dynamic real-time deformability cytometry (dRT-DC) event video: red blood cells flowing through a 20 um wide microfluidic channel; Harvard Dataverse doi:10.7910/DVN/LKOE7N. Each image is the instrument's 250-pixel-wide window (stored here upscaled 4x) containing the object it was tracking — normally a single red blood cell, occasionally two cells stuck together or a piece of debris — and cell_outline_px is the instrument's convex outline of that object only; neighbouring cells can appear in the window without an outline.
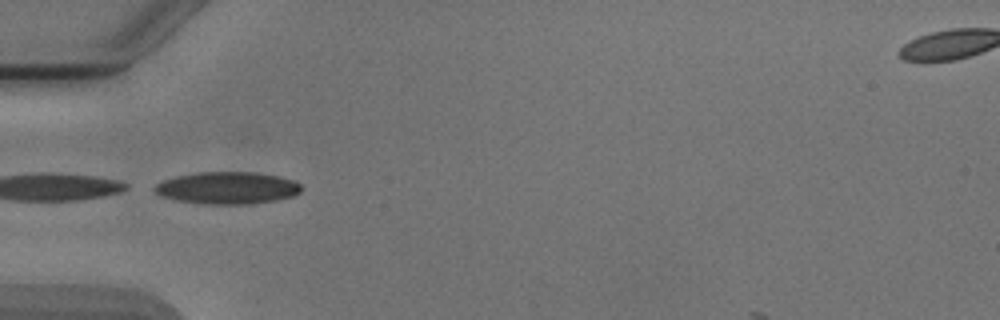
{"species": "Egyptian fruit bat (a non-hibernating species)", "species_latin": "Rousettus aegyptiacus", "temperature_condition": "cold", "stored_images_in_passage": 5, "camera_frame_rate_fps": 3000, "um_per_image_px": 0.085, "animal": {"sex": "male"}, "frame": {"image": 1, "passage_image": 4, "time_ms": 4.333, "image_size_px": [1000, 320], "cell_outline_px": [[300, 192], [292, 196], [276, 200], [252, 204], [204, 204], [176, 200], [160, 196], [152, 188], [156, 184], [164, 180], [176, 176], [196, 172], [256, 172], [280, 176], [292, 180], [300, 184]], "centroid_in_image_um": [19.31, 15.97], "position_along_channel_um": 65.7, "area_um2": 27.57}}
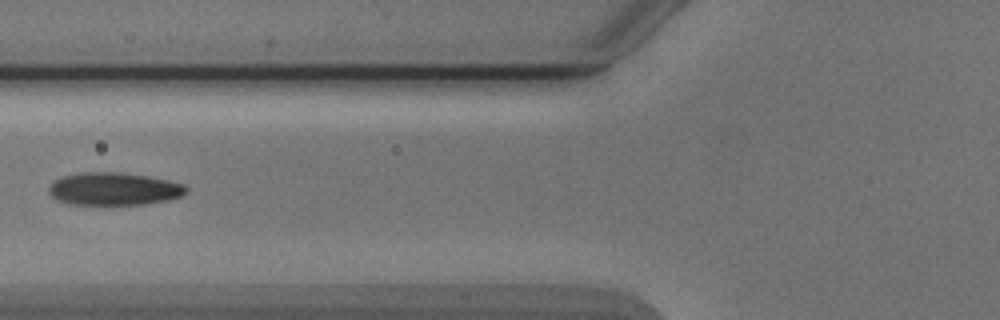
{"frame": {"image": 2, "passage_image": 5, "time_ms": 5.667, "image_size_px": [1000, 320], "cell_outline_px": [[188, 192], [184, 196], [168, 200], [144, 204], [112, 208], [72, 204], [56, 200], [48, 192], [48, 188], [56, 180], [64, 176], [84, 172], [116, 172], [148, 176], [168, 180], [184, 184], [188, 188]], "centroid_in_image_um": [9.72, 16.11], "position_along_channel_um": 116.1, "area_um2": 27.17}}